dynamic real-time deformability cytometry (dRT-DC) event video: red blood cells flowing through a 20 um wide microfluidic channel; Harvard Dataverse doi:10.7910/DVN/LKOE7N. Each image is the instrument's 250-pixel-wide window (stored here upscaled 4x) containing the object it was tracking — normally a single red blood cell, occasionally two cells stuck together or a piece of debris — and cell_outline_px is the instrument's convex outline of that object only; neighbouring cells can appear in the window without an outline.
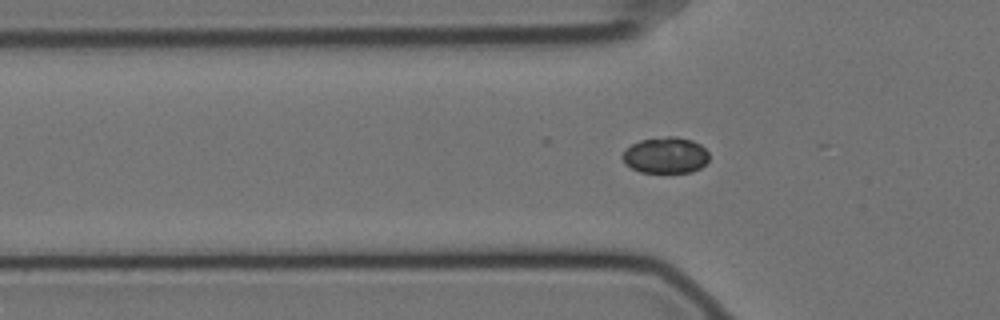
{"species": "Egyptian fruit bat (a non-hibernating species)", "species_latin": "Rousettus aegyptiacus", "temperature_condition": "cold", "stored_images_in_passage": 4, "camera_frame_rate_fps": 3000, "um_per_image_px": 0.085, "animal": {"sex": "female"}, "frame": {"image": 1, "passage_image": 3, "time_ms": 0.667, "image_size_px": [1000, 320], "cell_outline_px": [[708, 160], [700, 168], [692, 172], [640, 172], [624, 164], [620, 156], [632, 144], [640, 140], [668, 136], [676, 136], [692, 140], [700, 144], [708, 152]], "centroid_in_image_um": [56.56, 13.19], "position_along_channel_um": 69.2, "area_um2": 18.26}}